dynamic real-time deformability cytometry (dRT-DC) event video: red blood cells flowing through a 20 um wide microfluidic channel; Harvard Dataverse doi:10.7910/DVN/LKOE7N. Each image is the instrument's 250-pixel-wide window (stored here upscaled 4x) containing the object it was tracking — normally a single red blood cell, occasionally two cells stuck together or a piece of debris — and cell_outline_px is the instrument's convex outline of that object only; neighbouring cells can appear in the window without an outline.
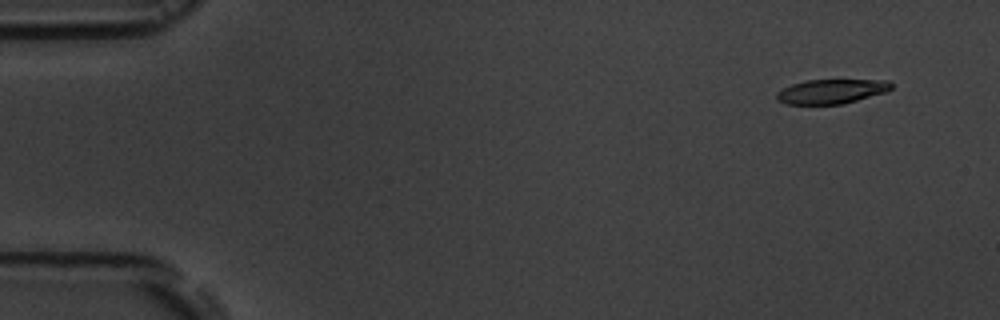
{"species": "common noctule bat (a hibernating species)", "species_latin": "Nyctalus noctula", "temperature_condition": "room temperature", "stored_images_in_passage": 5, "camera_frame_rate_fps": 3000, "um_per_image_px": 0.085, "animal": {"sex": "male", "body_mass_g": 19.5, "forearm_length_mm": 54.6}, "frame": {"image": 1, "passage_image": 1, "time_ms": 0.0, "image_size_px": [1000, 320], "cell_outline_px": [[892, 88], [888, 92], [844, 104], [784, 104], [776, 100], [776, 92], [792, 84], [808, 80], [888, 80], [892, 84]], "centroid_in_image_um": [70.69, 7.78], "position_along_channel_um": 14.3, "area_um2": 16.47}}
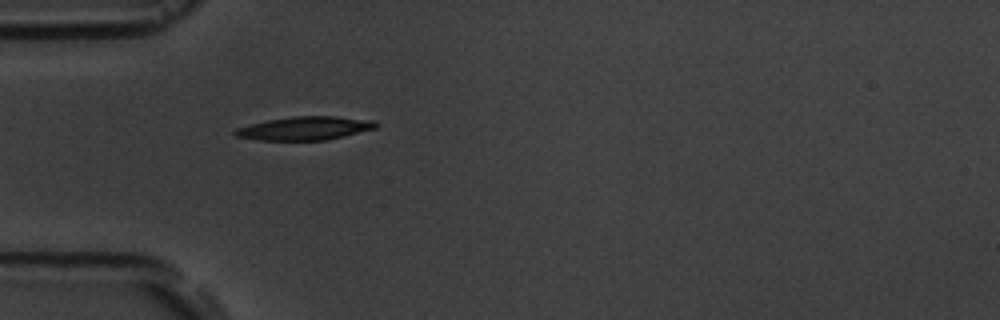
{"frame": {"image": 2, "passage_image": 5, "time_ms": 4.333, "image_size_px": [1000, 320], "cell_outline_px": [[380, 124], [376, 128], [344, 136], [324, 140], [260, 140], [232, 136], [232, 132], [236, 128], [268, 120], [292, 116], [336, 116], [376, 120]], "centroid_in_image_um": [25.93, 10.9], "position_along_channel_um": 59.1, "area_um2": 19.36}}